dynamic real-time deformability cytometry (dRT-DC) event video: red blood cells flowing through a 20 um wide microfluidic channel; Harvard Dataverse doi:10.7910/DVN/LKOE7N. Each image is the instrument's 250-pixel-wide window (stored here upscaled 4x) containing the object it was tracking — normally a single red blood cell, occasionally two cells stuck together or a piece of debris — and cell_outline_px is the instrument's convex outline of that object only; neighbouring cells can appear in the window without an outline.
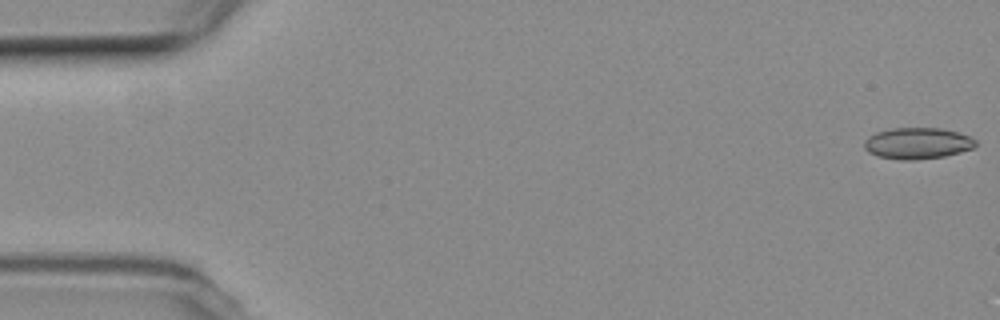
{"species": "common noctule bat (a hibernating species)", "species_latin": "Nyctalus noctula", "temperature_condition": "room temperature", "stored_images_in_passage": 27, "camera_frame_rate_fps": 3000, "um_per_image_px": 0.085, "animal": {"sex": "female", "body_mass_g": 19.3, "forearm_length_mm": 54.1}, "frame": {"image": 1, "passage_image": 1, "time_ms": 0.0, "image_size_px": [1000, 320], "cell_outline_px": [[976, 144], [972, 148], [960, 152], [944, 156], [912, 160], [900, 160], [876, 156], [868, 152], [864, 148], [864, 140], [868, 136], [876, 132], [892, 128], [940, 128], [960, 132], [972, 136], [976, 140]], "centroid_in_image_um": [77.97, 12.17], "position_along_channel_um": 7.0, "area_um2": 20.52}}
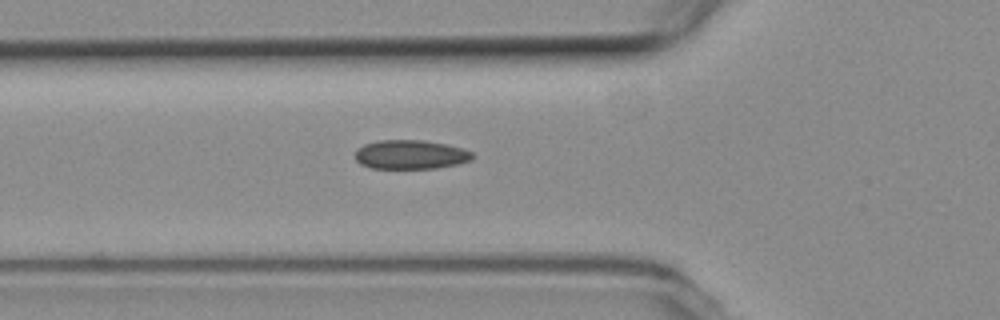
{"frame": {"image": 2, "passage_image": 19, "time_ms": 6.0, "image_size_px": [1000, 320], "cell_outline_px": [[476, 156], [472, 160], [456, 164], [436, 168], [372, 168], [360, 164], [356, 160], [356, 148], [364, 144], [380, 140], [424, 140], [448, 144], [464, 148], [472, 152]], "centroid_in_image_um": [34.93, 13.13], "position_along_channel_um": 90.9, "area_um2": 20.06}}
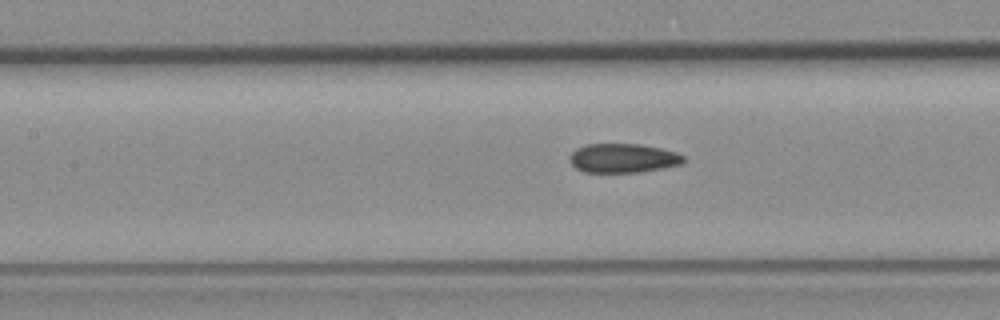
{"frame": {"image": 3, "passage_image": 24, "time_ms": 7.667, "image_size_px": [1000, 320], "cell_outline_px": [[684, 160], [680, 164], [660, 168], [636, 172], [584, 172], [576, 168], [572, 164], [568, 156], [576, 148], [588, 144], [640, 144], [660, 148], [676, 152], [684, 156]], "centroid_in_image_um": [52.92, 13.43], "position_along_channel_um": 154.5, "area_um2": 19.13}}